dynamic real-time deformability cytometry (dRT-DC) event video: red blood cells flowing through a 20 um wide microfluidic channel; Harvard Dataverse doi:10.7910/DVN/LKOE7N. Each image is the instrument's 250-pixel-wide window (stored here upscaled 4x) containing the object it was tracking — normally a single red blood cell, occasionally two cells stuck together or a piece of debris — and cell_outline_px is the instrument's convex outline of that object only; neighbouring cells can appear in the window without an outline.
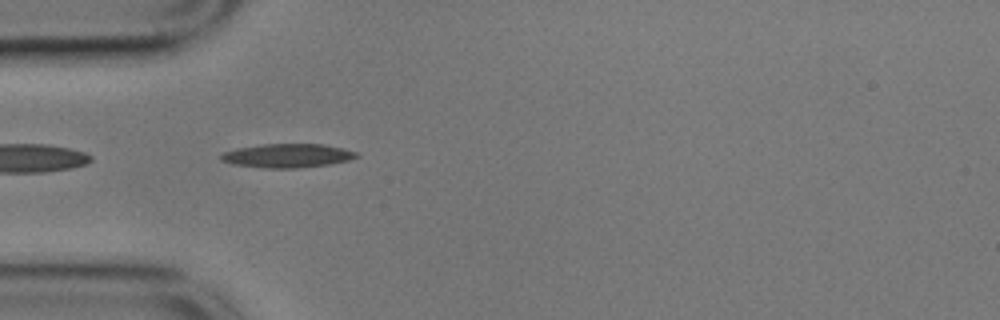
{"species": "common noctule bat (a hibernating species)", "species_latin": "Nyctalus noctula", "temperature_condition": "cold", "stored_images_in_passage": 40, "camera_frame_rate_fps": 3000, "um_per_image_px": 0.085, "animal": {"sex": "male", "body_mass_g": 17.9}, "frame": {"image": 1, "passage_image": 1, "time_ms": 0.0, "image_size_px": [1000, 320], "cell_outline_px": [[360, 156], [348, 160], [328, 164], [300, 168], [260, 168], [232, 164], [220, 160], [220, 156], [224, 152], [236, 148], [260, 144], [324, 144], [356, 152]], "centroid_in_image_um": [24.38, 13.23], "position_along_channel_um": 60.6, "area_um2": 18.84}, "authors_computed_cell_mechanics": {"area_um2": 17.0799, "velocity_mm_per_s": 3.5547, "shape_relaxation_time_tau1_ms": null, "shape_relaxation_time_tau2_ms": 10.055, "deformation_change_tau1": null, "deformation_change_tau2": 0.2217}}